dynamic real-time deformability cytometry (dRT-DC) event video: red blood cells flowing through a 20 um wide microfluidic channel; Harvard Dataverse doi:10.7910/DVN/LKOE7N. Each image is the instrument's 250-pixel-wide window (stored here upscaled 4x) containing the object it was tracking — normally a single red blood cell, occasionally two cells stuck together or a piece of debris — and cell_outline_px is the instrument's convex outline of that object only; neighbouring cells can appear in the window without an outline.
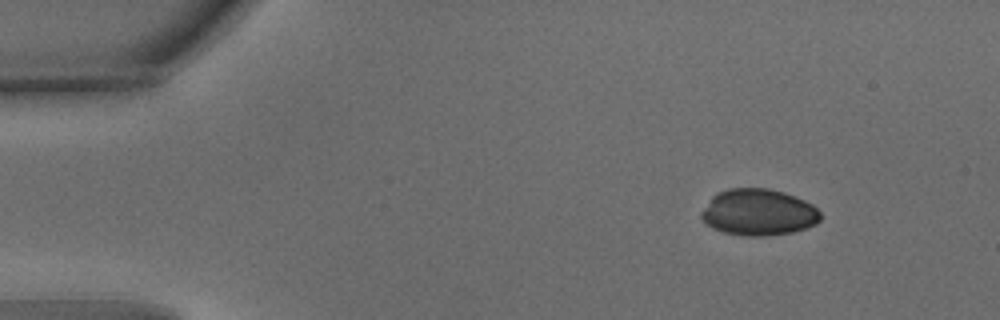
{"species": "common noctule bat (a hibernating species)", "species_latin": "Nyctalus noctula", "temperature_condition": "warm", "stored_images_in_passage": 48, "camera_frame_rate_fps": 3000, "um_per_image_px": 0.085, "animal": {"sex": "male", "body_mass_g": 15.6}, "frame": {"image": 1, "passage_image": 1, "time_ms": 0.0, "image_size_px": [1000, 320], "cell_outline_px": [[820, 220], [816, 224], [792, 232], [768, 236], [748, 236], [724, 232], [712, 228], [700, 216], [700, 212], [712, 196], [716, 192], [728, 188], [768, 188], [784, 192], [804, 200], [812, 204], [820, 212]], "centroid_in_image_um": [64.45, 18.04], "position_along_channel_um": 20.5, "area_um2": 32.31}}
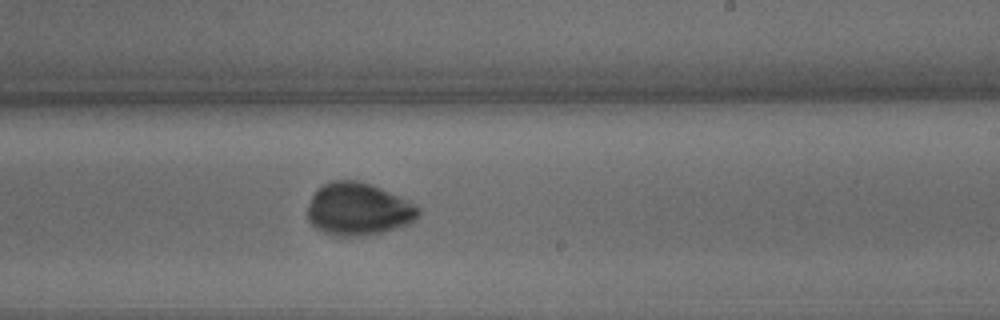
{"frame": {"image": 2, "passage_image": 27, "time_ms": 8.667, "image_size_px": [1000, 320], "cell_outline_px": [[420, 212], [412, 220], [396, 228], [384, 232], [368, 236], [332, 236], [316, 228], [308, 220], [308, 208], [312, 196], [324, 184], [332, 180], [356, 180], [380, 188], [416, 204], [420, 208]], "centroid_in_image_um": [30.44, 17.8], "position_along_channel_um": 258.6, "area_um2": 33.64}}
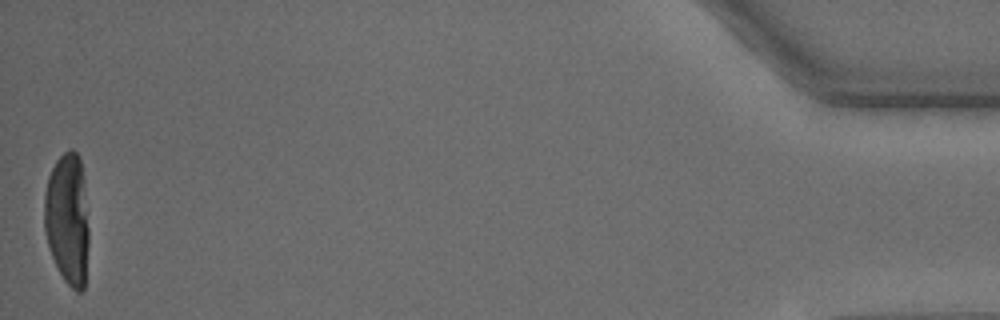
{"frame": {"image": 3, "passage_image": 48, "time_ms": 15.667, "image_size_px": [1000, 320], "cell_outline_px": [[88, 244], [84, 288], [80, 292], [76, 292], [64, 280], [52, 256], [48, 244], [44, 228], [44, 192], [48, 176], [56, 160], [68, 148], [72, 148], [80, 156], [84, 184], [88, 228]], "centroid_in_image_um": [5.73, 18.57], "position_along_channel_um": 429.5, "area_um2": 34.28}}